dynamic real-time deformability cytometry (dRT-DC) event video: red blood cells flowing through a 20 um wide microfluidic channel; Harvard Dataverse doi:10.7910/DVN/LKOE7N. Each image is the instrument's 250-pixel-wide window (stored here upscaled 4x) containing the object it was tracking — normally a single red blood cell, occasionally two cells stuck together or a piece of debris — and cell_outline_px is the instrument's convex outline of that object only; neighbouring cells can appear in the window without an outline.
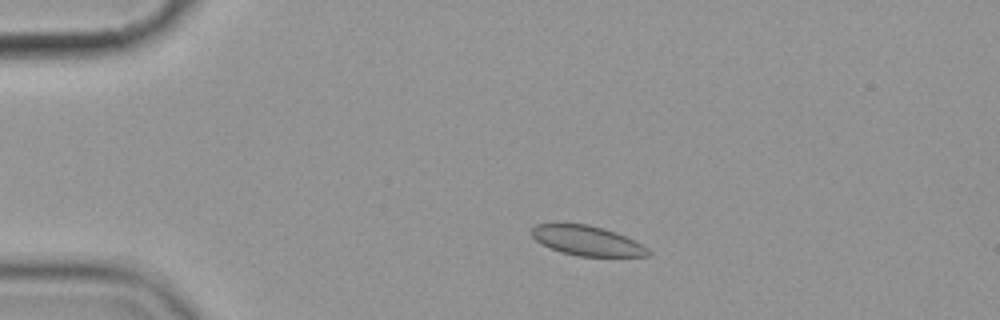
{"species": "common noctule bat (a hibernating species)", "species_latin": "Nyctalus noctula", "temperature_condition": "cold", "stored_images_in_passage": 13, "camera_frame_rate_fps": 3000, "um_per_image_px": 0.085, "animal": {"sex": "female", "body_mass_g": 19.9}, "frame": {"image": 1, "passage_image": 1, "time_ms": 0.0, "image_size_px": [1000, 320], "cell_outline_px": [[652, 252], [648, 256], [580, 256], [560, 252], [540, 244], [532, 236], [532, 228], [536, 224], [588, 224], [604, 228], [616, 232], [648, 248]], "centroid_in_image_um": [49.88, 20.46], "position_along_channel_um": 35.1, "area_um2": 20.06}}
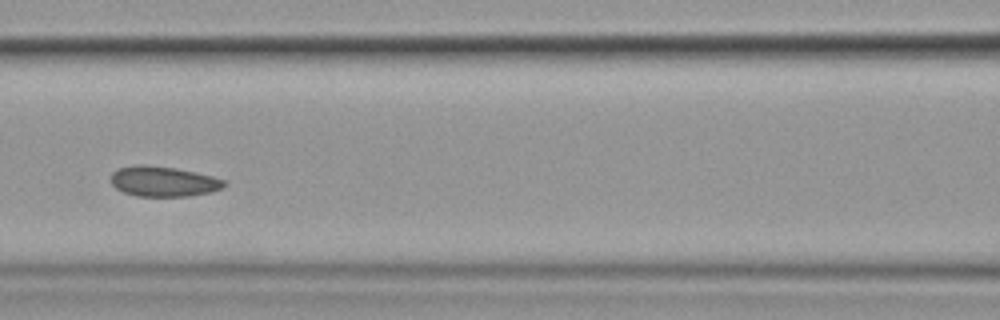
{"frame": {"image": 2, "passage_image": 5, "time_ms": 4.667, "image_size_px": [1000, 320], "cell_outline_px": [[228, 184], [224, 188], [212, 192], [188, 196], [136, 196], [124, 192], [116, 188], [112, 184], [112, 172], [120, 168], [136, 164], [144, 164], [176, 168], [196, 172], [212, 176], [224, 180]], "centroid_in_image_um": [13.93, 15.42], "position_along_channel_um": 152.7, "area_um2": 20.06}}
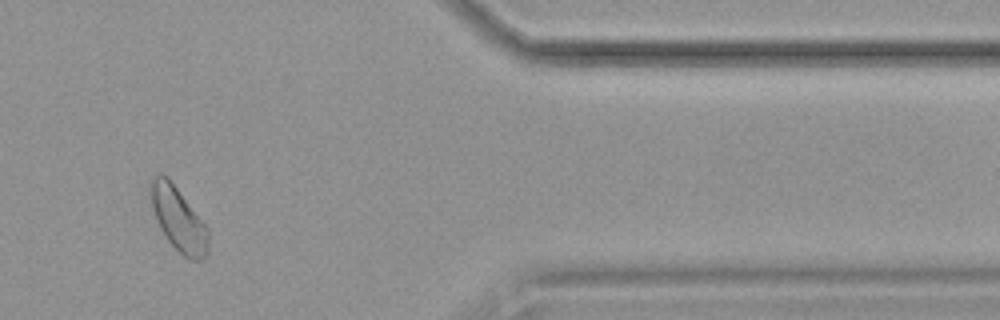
{"frame": {"image": 3, "passage_image": 11, "time_ms": 12.333, "image_size_px": [1000, 320], "cell_outline_px": [[208, 252], [204, 260], [192, 260], [184, 256], [168, 240], [160, 228], [152, 208], [148, 188], [148, 184], [152, 176], [164, 176], [176, 188], [208, 228]], "centroid_in_image_um": [15.15, 18.65], "position_along_channel_um": 396.2, "area_um2": 21.04}}